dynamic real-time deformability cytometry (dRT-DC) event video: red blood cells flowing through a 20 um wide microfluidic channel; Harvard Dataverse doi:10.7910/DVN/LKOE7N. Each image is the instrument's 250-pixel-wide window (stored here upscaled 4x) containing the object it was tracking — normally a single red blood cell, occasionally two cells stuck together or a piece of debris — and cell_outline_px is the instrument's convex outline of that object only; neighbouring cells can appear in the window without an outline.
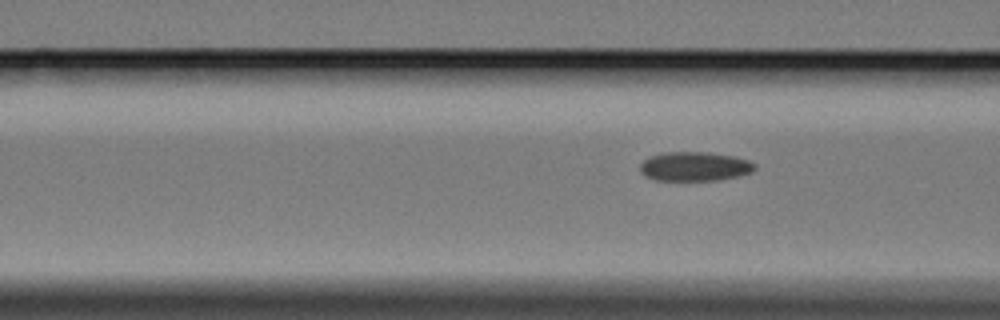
{"species": "Egyptian fruit bat (a non-hibernating species)", "species_latin": "Rousettus aegyptiacus", "temperature_condition": "cold", "stored_images_in_passage": 8, "segment_of_instrument_passage": [2, 2], "camera_frame_rate_fps": 3000, "um_per_image_px": 0.085, "animal": {"sex": "female"}, "frame": {"image": 1, "passage_image": 8, "time_ms": 9.333, "image_size_px": [1000, 320], "cell_outline_px": [[756, 168], [752, 172], [736, 176], [716, 180], [656, 180], [644, 176], [640, 172], [640, 164], [648, 156], [664, 152], [708, 152], [732, 156], [748, 160], [756, 164]], "centroid_in_image_um": [59.01, 14.14], "position_along_channel_um": 107.6, "area_um2": 19.54}}